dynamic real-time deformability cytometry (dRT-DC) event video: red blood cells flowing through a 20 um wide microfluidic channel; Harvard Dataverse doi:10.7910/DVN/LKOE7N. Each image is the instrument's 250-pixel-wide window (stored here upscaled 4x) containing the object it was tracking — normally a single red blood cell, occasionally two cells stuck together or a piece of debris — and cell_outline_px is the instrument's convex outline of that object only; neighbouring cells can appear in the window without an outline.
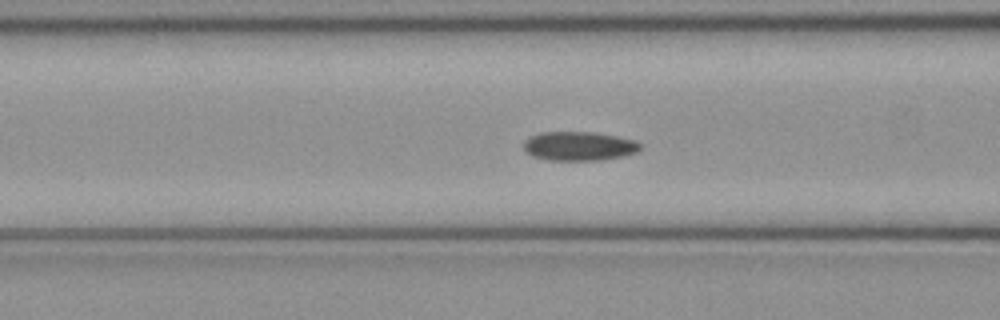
{"species": "common noctule bat (a hibernating species)", "species_latin": "Nyctalus noctula", "temperature_condition": "cold", "stored_images_in_passage": 40, "camera_frame_rate_fps": 3000, "um_per_image_px": 0.085, "animal": {"sex": "female", "body_mass_g": 21.9}, "frame": {"image": 1, "passage_image": 9, "time_ms": 2.667, "image_size_px": [1000, 320], "cell_outline_px": [[640, 148], [636, 152], [620, 156], [600, 160], [548, 160], [532, 156], [524, 148], [524, 140], [540, 132], [596, 132], [636, 140], [640, 144]], "centroid_in_image_um": [49.21, 12.41], "position_along_channel_um": 117.4, "area_um2": 19.59}}
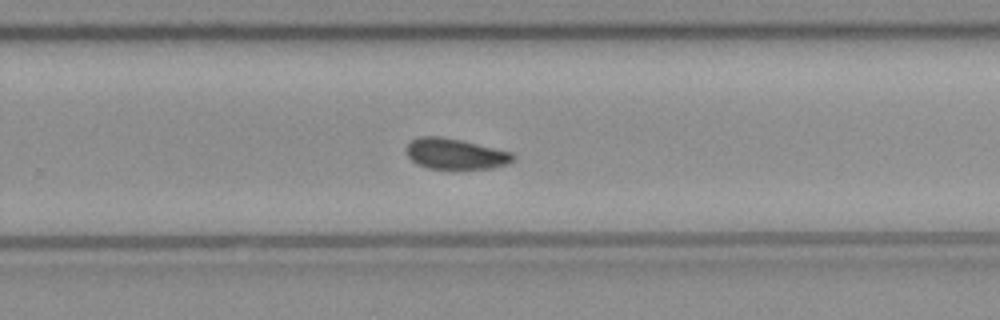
{"frame": {"image": 2, "passage_image": 22, "time_ms": 7.0, "image_size_px": [1000, 320], "cell_outline_px": [[516, 156], [508, 164], [492, 168], [428, 168], [416, 164], [408, 156], [404, 148], [412, 140], [420, 136], [440, 136], [460, 140], [512, 152]], "centroid_in_image_um": [38.68, 13.07], "position_along_channel_um": 291.1, "area_um2": 18.96}}
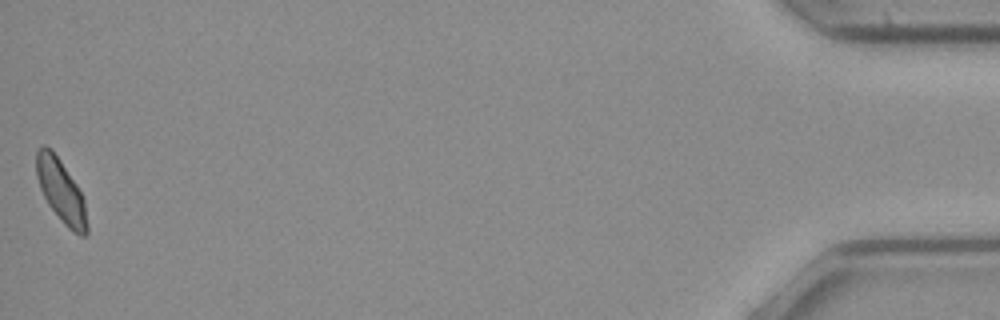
{"frame": {"image": 3, "passage_image": 40, "time_ms": 13.0, "image_size_px": [1000, 320], "cell_outline_px": [[88, 232], [84, 236], [80, 236], [72, 232], [64, 224], [48, 204], [40, 188], [36, 176], [36, 152], [44, 144], [52, 148], [76, 184], [84, 200], [88, 224]], "centroid_in_image_um": [5.19, 16.24], "position_along_channel_um": 430.0, "area_um2": 18.61}, "authors_computed_cell_mechanics": {"area_um2": 19.5653, "velocity_mm_per_s": 4.0099, "shape_relaxation_time_tau1_ms": 6.2484, "shape_relaxation_time_tau2_ms": 8.6891, "deformation_change_tau1": 0.0915, "deformation_change_tau2": 0.1121}}